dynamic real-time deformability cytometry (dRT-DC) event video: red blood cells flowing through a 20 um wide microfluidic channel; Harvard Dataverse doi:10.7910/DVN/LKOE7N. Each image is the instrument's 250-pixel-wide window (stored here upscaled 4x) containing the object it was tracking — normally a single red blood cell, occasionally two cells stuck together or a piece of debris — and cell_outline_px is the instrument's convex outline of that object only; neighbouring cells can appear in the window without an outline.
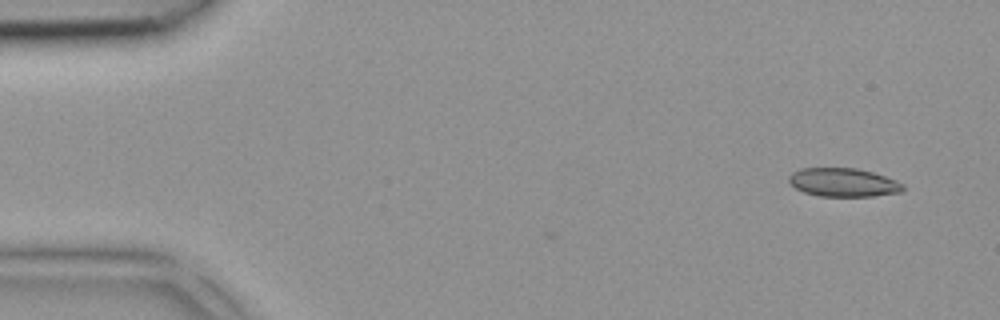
{"species": "common noctule bat (a hibernating species)", "species_latin": "Nyctalus noctula", "temperature_condition": "room temperature", "stored_images_in_passage": 4, "camera_frame_rate_fps": 3000, "um_per_image_px": 0.085, "animal": {"sex": "female", "body_mass_g": 18.4}, "frame": {"image": 1, "passage_image": 1, "time_ms": 0.0, "image_size_px": [1000, 320], "cell_outline_px": [[904, 188], [900, 192], [872, 196], [820, 196], [804, 192], [796, 188], [788, 180], [788, 176], [792, 172], [800, 168], [856, 168], [872, 172], [896, 180], [904, 184]], "centroid_in_image_um": [71.67, 15.5], "position_along_channel_um": 13.3, "area_um2": 18.9}}